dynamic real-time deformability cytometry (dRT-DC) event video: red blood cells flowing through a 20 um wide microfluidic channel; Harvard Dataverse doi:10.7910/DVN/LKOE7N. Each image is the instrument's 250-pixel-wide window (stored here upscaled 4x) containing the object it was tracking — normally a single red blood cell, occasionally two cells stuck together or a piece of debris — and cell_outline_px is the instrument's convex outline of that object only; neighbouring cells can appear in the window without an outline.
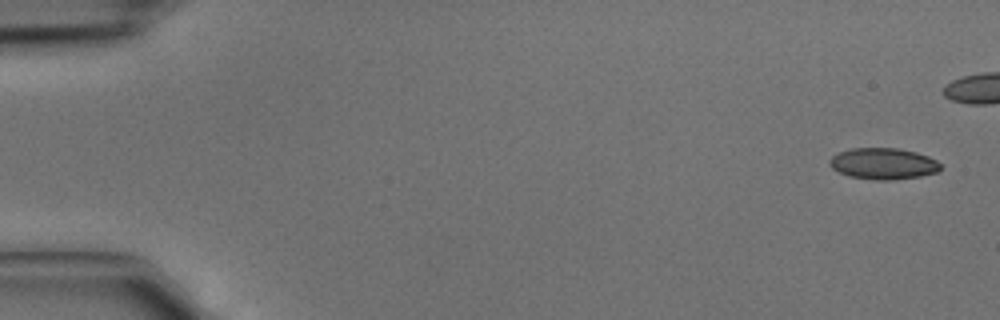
{"species": "common noctule bat (a hibernating species)", "species_latin": "Nyctalus noctula", "temperature_condition": "cold", "stored_images_in_passage": 5, "camera_frame_rate_fps": 3000, "um_per_image_px": 0.085, "animal": {"sex": "male", "body_mass_g": 15.6}, "frame": {"image": 1, "passage_image": 1, "time_ms": 0.0, "image_size_px": [1000, 320], "cell_outline_px": [[940, 168], [936, 172], [920, 176], [892, 180], [872, 180], [848, 176], [832, 168], [828, 164], [828, 160], [832, 156], [840, 152], [852, 148], [900, 148], [916, 152], [928, 156], [936, 160], [940, 164]], "centroid_in_image_um": [75.05, 13.91], "position_along_channel_um": 9.9, "area_um2": 20.29}}
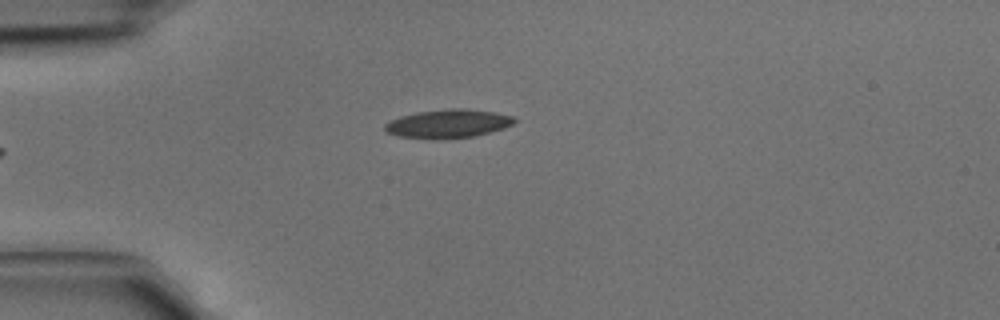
{"frame": {"image": 2, "passage_image": 4, "time_ms": 1.0, "image_size_px": [1000, 320], "cell_outline_px": [[516, 120], [512, 124], [504, 128], [476, 136], [436, 140], [432, 140], [396, 136], [388, 132], [384, 128], [384, 124], [400, 116], [416, 112], [452, 108], [464, 108], [492, 112], [512, 116]], "centroid_in_image_um": [38.05, 10.53], "position_along_channel_um": 46.9, "area_um2": 21.68}}